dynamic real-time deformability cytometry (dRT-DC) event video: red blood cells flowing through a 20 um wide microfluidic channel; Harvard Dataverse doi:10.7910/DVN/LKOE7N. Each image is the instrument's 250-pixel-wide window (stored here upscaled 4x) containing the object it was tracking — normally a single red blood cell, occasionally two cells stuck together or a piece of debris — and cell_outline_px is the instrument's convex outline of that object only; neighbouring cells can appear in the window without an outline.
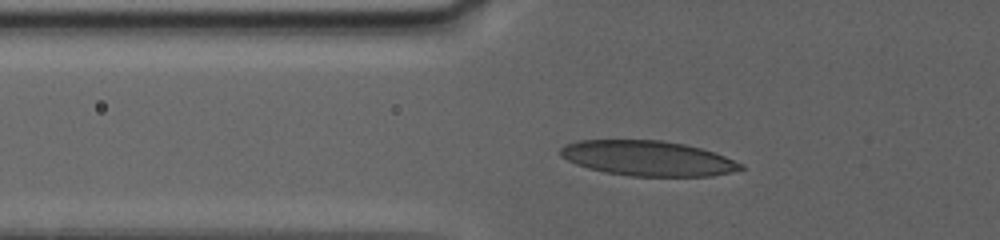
{"species": "human", "species_latin": "Homo sapiens", "temperature_condition": "warm", "stored_images_in_passage": 15, "camera_frame_rate_fps": 3000, "um_per_image_px": 0.085, "donor": {"sex": "female"}, "frame": {"image": 1, "passage_image": 8, "time_ms": 5.333, "image_size_px": [1000, 240], "cell_outline_px": [[744, 168], [712, 176], [628, 176], [604, 172], [588, 168], [576, 164], [560, 156], [560, 148], [564, 144], [580, 140], [660, 140], [684, 144], [700, 148], [724, 156], [744, 164]], "centroid_in_image_um": [55.02, 13.45], "position_along_channel_um": 70.8, "area_um2": 36.76}}
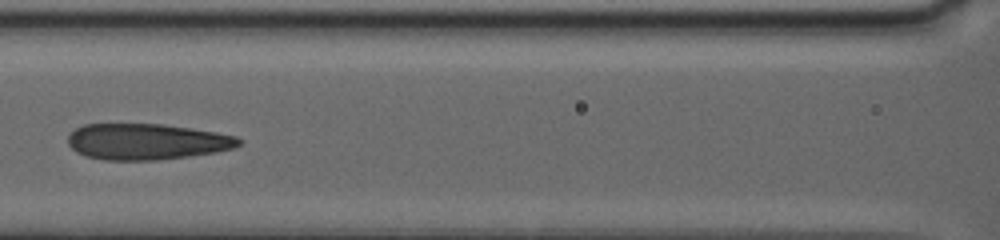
{"frame": {"image": 2, "passage_image": 12, "time_ms": 8.333, "image_size_px": [1000, 240], "cell_outline_px": [[240, 144], [232, 148], [216, 152], [188, 156], [156, 160], [104, 160], [84, 156], [76, 152], [68, 144], [68, 136], [76, 128], [84, 124], [164, 124], [192, 128], [216, 132], [236, 136], [240, 140]], "centroid_in_image_um": [12.44, 12.04], "position_along_channel_um": 154.2, "area_um2": 35.89}}
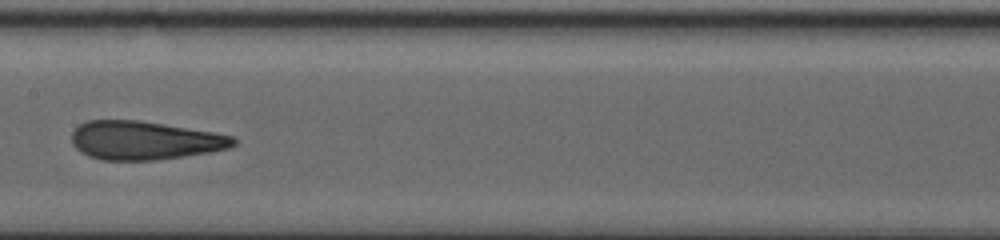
{"frame": {"image": 3, "passage_image": 14, "time_ms": 9.667, "image_size_px": [1000, 240], "cell_outline_px": [[236, 144], [228, 148], [208, 152], [152, 160], [100, 160], [88, 156], [80, 152], [72, 144], [72, 132], [80, 124], [88, 120], [140, 120], [236, 136]], "centroid_in_image_um": [12.25, 11.93], "position_along_channel_um": 195.1, "area_um2": 36.18}}